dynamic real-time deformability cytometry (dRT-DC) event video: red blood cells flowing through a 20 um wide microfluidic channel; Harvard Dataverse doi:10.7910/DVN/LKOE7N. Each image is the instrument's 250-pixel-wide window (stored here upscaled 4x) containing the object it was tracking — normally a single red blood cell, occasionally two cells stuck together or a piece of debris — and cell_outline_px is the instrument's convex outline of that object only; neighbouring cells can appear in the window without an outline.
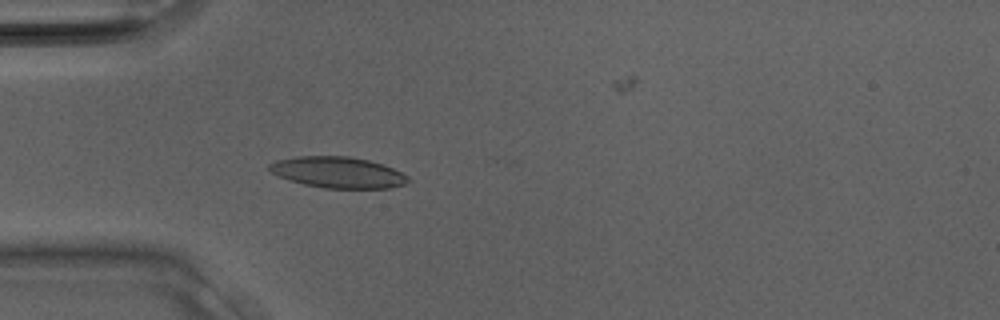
{"species": "Egyptian fruit bat (a non-hibernating species)", "species_latin": "Rousettus aegyptiacus", "temperature_condition": "room temperature", "stored_images_in_passage": 11, "camera_frame_rate_fps": 3000, "um_per_image_px": 0.085, "animal": {"sex": "male"}, "frame": {"image": 1, "passage_image": 5, "time_ms": 1.333, "image_size_px": [1000, 320], "cell_outline_px": [[412, 180], [404, 184], [388, 188], [324, 188], [304, 184], [280, 176], [272, 172], [268, 168], [268, 164], [276, 160], [296, 156], [348, 156], [368, 160], [392, 168], [408, 176]], "centroid_in_image_um": [28.72, 14.65], "position_along_channel_um": 56.3, "area_um2": 24.91}}
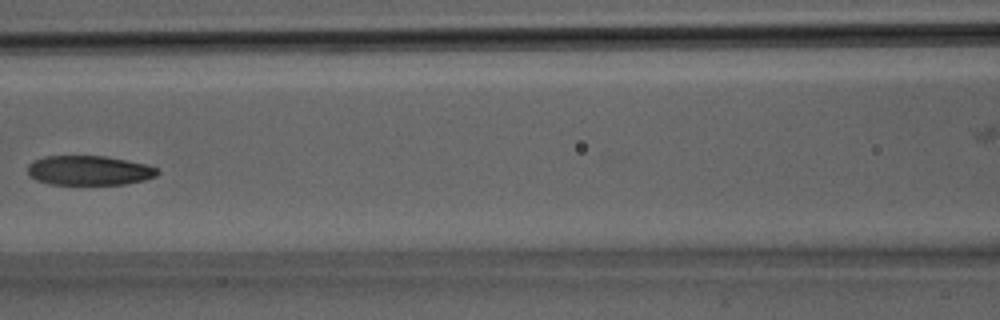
{"frame": {"image": 2, "passage_image": 10, "time_ms": 3.0, "image_size_px": [1000, 320], "cell_outline_px": [[160, 172], [156, 176], [144, 180], [124, 184], [48, 184], [36, 180], [28, 176], [28, 164], [32, 160], [44, 156], [104, 156], [148, 164], [160, 168]], "centroid_in_image_um": [7.57, 14.48], "position_along_channel_um": 159.0, "area_um2": 22.6}}